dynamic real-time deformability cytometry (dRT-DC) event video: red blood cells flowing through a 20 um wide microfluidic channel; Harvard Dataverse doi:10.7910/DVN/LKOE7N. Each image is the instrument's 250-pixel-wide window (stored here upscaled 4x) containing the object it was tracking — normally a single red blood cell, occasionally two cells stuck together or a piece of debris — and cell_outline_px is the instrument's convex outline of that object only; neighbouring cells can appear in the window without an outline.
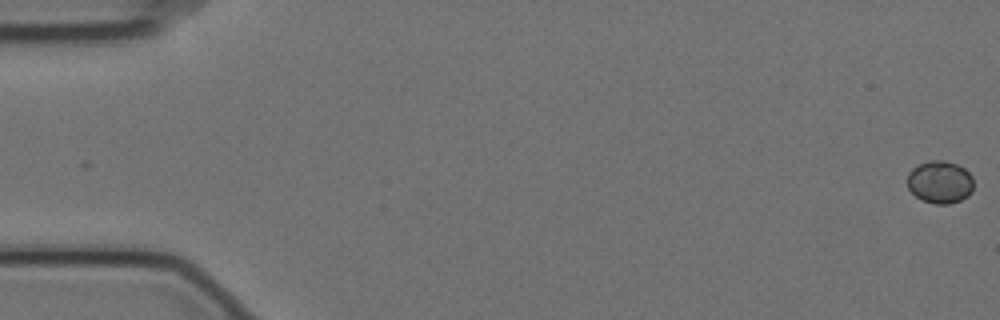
{"species": "Egyptian fruit bat (a non-hibernating species)", "species_latin": "Rousettus aegyptiacus", "temperature_condition": "cold", "stored_images_in_passage": 6, "camera_frame_rate_fps": 3000, "um_per_image_px": 0.085, "animal": {"sex": "female"}, "frame": {"image": 1, "passage_image": 1, "time_ms": 0.0, "image_size_px": [1000, 320], "cell_outline_px": [[972, 192], [968, 196], [960, 200], [948, 204], [936, 204], [920, 200], [908, 188], [908, 172], [912, 168], [928, 160], [944, 160], [956, 164], [964, 168], [972, 176]], "centroid_in_image_um": [79.89, 15.47], "position_along_channel_um": 5.1, "area_um2": 16.47}}
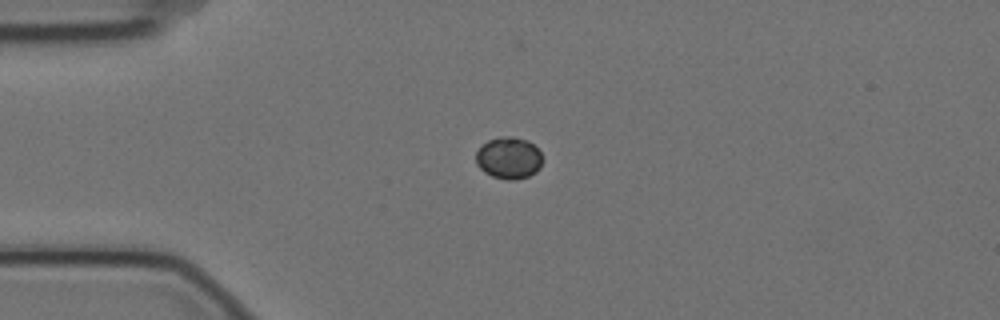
{"frame": {"image": 2, "passage_image": 5, "time_ms": 1.333, "image_size_px": [1000, 320], "cell_outline_px": [[540, 168], [536, 172], [528, 176], [516, 180], [508, 180], [492, 176], [484, 172], [476, 164], [476, 152], [488, 140], [500, 136], [512, 136], [528, 140], [540, 152]], "centroid_in_image_um": [43.23, 13.43], "position_along_channel_um": 41.8, "area_um2": 16.13}}